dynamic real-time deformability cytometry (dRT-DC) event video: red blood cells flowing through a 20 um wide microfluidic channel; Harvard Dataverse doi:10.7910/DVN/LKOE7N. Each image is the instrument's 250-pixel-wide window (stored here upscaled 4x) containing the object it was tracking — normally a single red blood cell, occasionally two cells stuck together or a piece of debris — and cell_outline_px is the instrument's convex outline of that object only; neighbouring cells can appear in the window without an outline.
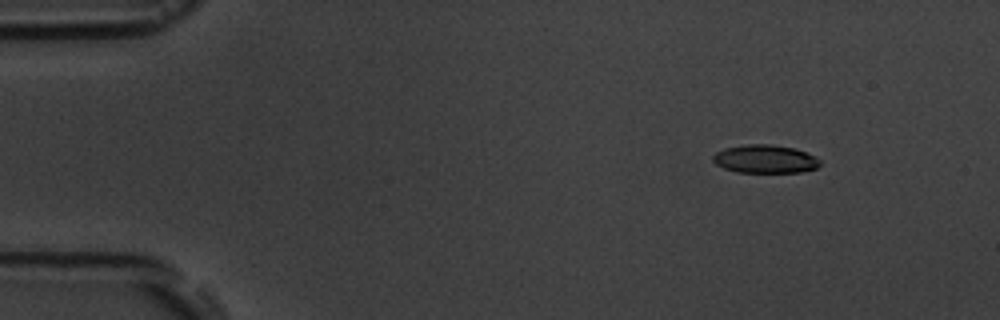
{"species": "common noctule bat (a hibernating species)", "species_latin": "Nyctalus noctula", "temperature_condition": "room temperature", "stored_images_in_passage": 5, "camera_frame_rate_fps": 3000, "um_per_image_px": 0.085, "animal": {"sex": "male", "body_mass_g": 19.5, "forearm_length_mm": 54.6}, "frame": {"image": 1, "passage_image": 2, "time_ms": 1.333, "image_size_px": [1000, 320], "cell_outline_px": [[820, 164], [816, 168], [800, 172], [736, 172], [724, 168], [716, 164], [712, 160], [712, 156], [716, 152], [724, 148], [744, 144], [768, 144], [796, 148], [820, 160]], "centroid_in_image_um": [64.99, 13.51], "position_along_channel_um": 20.0, "area_um2": 17.57}}
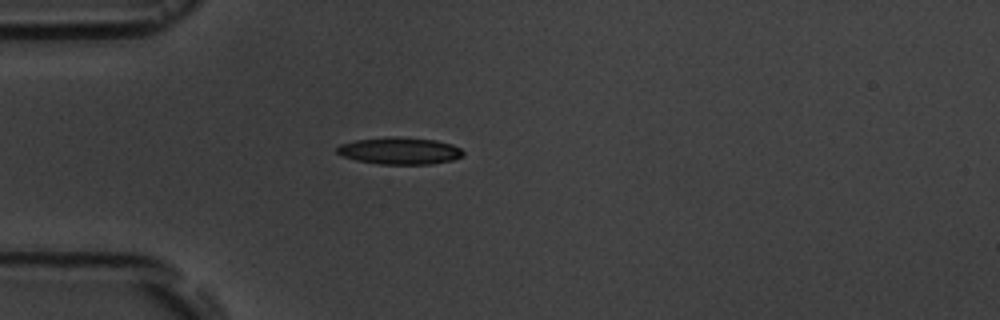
{"frame": {"image": 2, "passage_image": 4, "time_ms": 4.333, "image_size_px": [1000, 320], "cell_outline_px": [[464, 156], [452, 160], [428, 164], [380, 164], [356, 160], [344, 156], [336, 152], [336, 148], [340, 144], [356, 140], [388, 136], [396, 136], [436, 140], [452, 144], [460, 148], [464, 152]], "centroid_in_image_um": [33.98, 12.81], "position_along_channel_um": 51.0, "area_um2": 19.88}}